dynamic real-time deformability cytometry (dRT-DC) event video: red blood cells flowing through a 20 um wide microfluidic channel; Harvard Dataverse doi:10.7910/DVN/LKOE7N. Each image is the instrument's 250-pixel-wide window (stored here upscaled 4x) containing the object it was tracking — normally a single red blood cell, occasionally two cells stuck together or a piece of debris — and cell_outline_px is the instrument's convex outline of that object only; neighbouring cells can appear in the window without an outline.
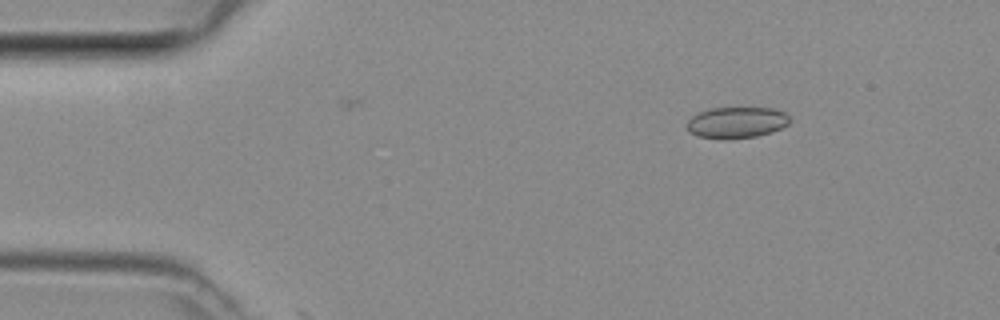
{"species": "common noctule bat (a hibernating species)", "species_latin": "Nyctalus noctula", "temperature_condition": "room temperature", "stored_images_in_passage": 3, "camera_frame_rate_fps": 3000, "um_per_image_px": 0.085, "animal": {"sex": "female", "body_mass_g": 29.2, "forearm_length_mm": 56.3}, "frame": {"image": 1, "passage_image": 1, "time_ms": 0.0, "image_size_px": [1000, 320], "cell_outline_px": [[788, 124], [772, 132], [756, 136], [728, 140], [720, 140], [696, 136], [688, 132], [684, 124], [692, 116], [700, 112], [712, 108], [772, 108], [784, 112], [788, 116]], "centroid_in_image_um": [62.53, 10.44], "position_along_channel_um": 22.5, "area_um2": 18.96}}
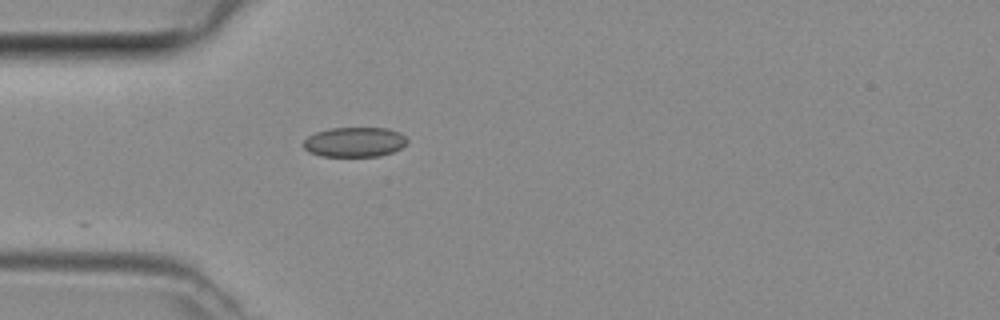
{"frame": {"image": 2, "passage_image": 3, "time_ms": 0.667, "image_size_px": [1000, 320], "cell_outline_px": [[408, 140], [400, 148], [392, 152], [380, 156], [320, 156], [308, 152], [304, 148], [304, 140], [308, 136], [316, 132], [328, 128], [388, 128], [400, 132]], "centroid_in_image_um": [30.12, 12.07], "position_along_channel_um": 54.9, "area_um2": 18.03}}